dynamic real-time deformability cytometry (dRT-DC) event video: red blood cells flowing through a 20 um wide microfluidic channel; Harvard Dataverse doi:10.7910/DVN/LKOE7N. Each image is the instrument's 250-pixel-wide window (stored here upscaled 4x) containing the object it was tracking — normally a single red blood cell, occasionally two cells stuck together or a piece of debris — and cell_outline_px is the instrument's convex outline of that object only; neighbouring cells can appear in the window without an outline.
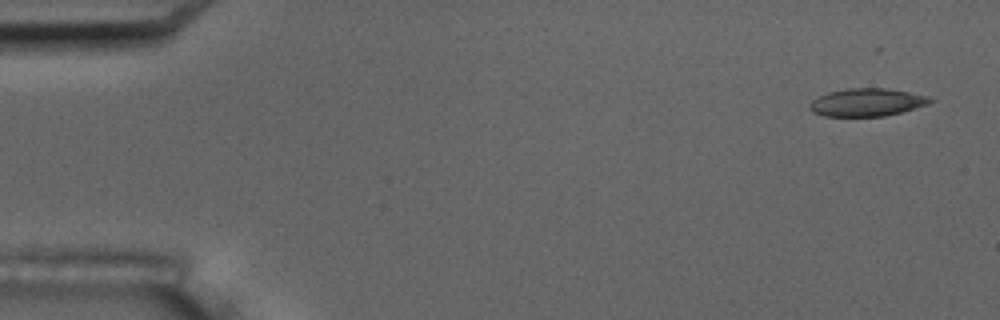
{"species": "common noctule bat (a hibernating species)", "species_latin": "Nyctalus noctula", "temperature_condition": "room temperature", "stored_images_in_passage": 5, "camera_frame_rate_fps": 3000, "um_per_image_px": 0.085, "animal": {"sex": "male", "body_mass_g": 17.5, "forearm_length_mm": 52.3}, "frame": {"image": 1, "passage_image": 1, "time_ms": 0.0, "image_size_px": [1000, 320], "cell_outline_px": [[932, 100], [928, 104], [900, 112], [884, 116], [824, 116], [812, 112], [808, 108], [808, 104], [812, 100], [828, 92], [848, 88], [884, 88], [908, 92], [928, 96]], "centroid_in_image_um": [73.63, 8.7], "position_along_channel_um": 11.4, "area_um2": 19.36}}
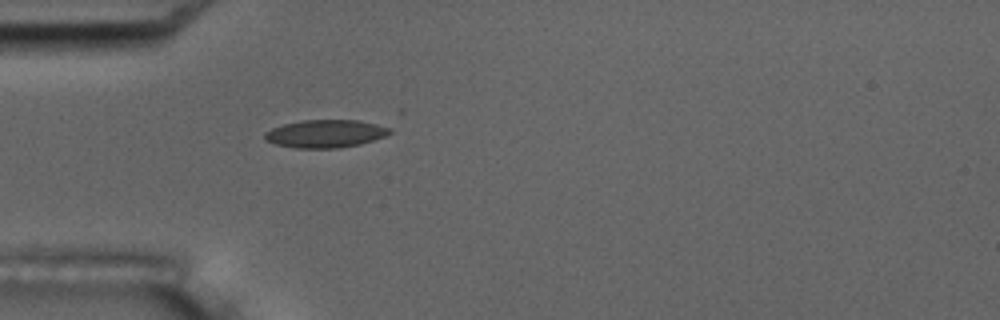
{"frame": {"image": 2, "passage_image": 5, "time_ms": 4.667, "image_size_px": [1000, 320], "cell_outline_px": [[392, 132], [384, 136], [360, 144], [336, 148], [296, 148], [276, 144], [264, 140], [264, 132], [272, 128], [284, 124], [304, 120], [360, 120], [392, 128]], "centroid_in_image_um": [27.65, 11.36], "position_along_channel_um": 57.3, "area_um2": 20.23}}